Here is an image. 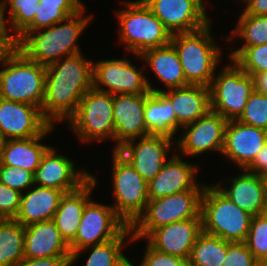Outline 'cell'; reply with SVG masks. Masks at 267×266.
Returning a JSON list of instances; mask_svg holds the SVG:
<instances>
[{
    "label": "cell",
    "instance_id": "1",
    "mask_svg": "<svg viewBox=\"0 0 267 266\" xmlns=\"http://www.w3.org/2000/svg\"><path fill=\"white\" fill-rule=\"evenodd\" d=\"M77 53L46 66L43 117L51 124L69 120L85 93L93 87V61Z\"/></svg>",
    "mask_w": 267,
    "mask_h": 266
},
{
    "label": "cell",
    "instance_id": "2",
    "mask_svg": "<svg viewBox=\"0 0 267 266\" xmlns=\"http://www.w3.org/2000/svg\"><path fill=\"white\" fill-rule=\"evenodd\" d=\"M84 9L50 27L22 31L12 43L27 58L43 66L80 53L76 42L91 20V15L83 16Z\"/></svg>",
    "mask_w": 267,
    "mask_h": 266
},
{
    "label": "cell",
    "instance_id": "3",
    "mask_svg": "<svg viewBox=\"0 0 267 266\" xmlns=\"http://www.w3.org/2000/svg\"><path fill=\"white\" fill-rule=\"evenodd\" d=\"M0 98L41 109L45 97L46 66L27 58L12 45L0 59Z\"/></svg>",
    "mask_w": 267,
    "mask_h": 266
},
{
    "label": "cell",
    "instance_id": "4",
    "mask_svg": "<svg viewBox=\"0 0 267 266\" xmlns=\"http://www.w3.org/2000/svg\"><path fill=\"white\" fill-rule=\"evenodd\" d=\"M211 37L209 24L194 32L176 33L171 36L170 43L179 55L189 85H211L221 54L220 48Z\"/></svg>",
    "mask_w": 267,
    "mask_h": 266
},
{
    "label": "cell",
    "instance_id": "5",
    "mask_svg": "<svg viewBox=\"0 0 267 266\" xmlns=\"http://www.w3.org/2000/svg\"><path fill=\"white\" fill-rule=\"evenodd\" d=\"M202 231L229 242H245L252 215L238 207L216 185H206L201 199Z\"/></svg>",
    "mask_w": 267,
    "mask_h": 266
},
{
    "label": "cell",
    "instance_id": "6",
    "mask_svg": "<svg viewBox=\"0 0 267 266\" xmlns=\"http://www.w3.org/2000/svg\"><path fill=\"white\" fill-rule=\"evenodd\" d=\"M125 3V9L117 11L120 42L136 55L144 51L169 45L171 33L153 14L143 0Z\"/></svg>",
    "mask_w": 267,
    "mask_h": 266
},
{
    "label": "cell",
    "instance_id": "7",
    "mask_svg": "<svg viewBox=\"0 0 267 266\" xmlns=\"http://www.w3.org/2000/svg\"><path fill=\"white\" fill-rule=\"evenodd\" d=\"M204 189H191L149 200L144 213L131 226V241L146 238L154 229L173 222L201 217Z\"/></svg>",
    "mask_w": 267,
    "mask_h": 266
},
{
    "label": "cell",
    "instance_id": "8",
    "mask_svg": "<svg viewBox=\"0 0 267 266\" xmlns=\"http://www.w3.org/2000/svg\"><path fill=\"white\" fill-rule=\"evenodd\" d=\"M215 77L210 88L211 110L227 121L237 120L248 98L254 92L252 75L247 74L234 60Z\"/></svg>",
    "mask_w": 267,
    "mask_h": 266
},
{
    "label": "cell",
    "instance_id": "9",
    "mask_svg": "<svg viewBox=\"0 0 267 266\" xmlns=\"http://www.w3.org/2000/svg\"><path fill=\"white\" fill-rule=\"evenodd\" d=\"M68 121L81 142L108 138L114 141L113 95L92 87Z\"/></svg>",
    "mask_w": 267,
    "mask_h": 266
},
{
    "label": "cell",
    "instance_id": "10",
    "mask_svg": "<svg viewBox=\"0 0 267 266\" xmlns=\"http://www.w3.org/2000/svg\"><path fill=\"white\" fill-rule=\"evenodd\" d=\"M112 166L113 209L131 227L146 209L148 182L116 150H113Z\"/></svg>",
    "mask_w": 267,
    "mask_h": 266
},
{
    "label": "cell",
    "instance_id": "11",
    "mask_svg": "<svg viewBox=\"0 0 267 266\" xmlns=\"http://www.w3.org/2000/svg\"><path fill=\"white\" fill-rule=\"evenodd\" d=\"M127 227L112 206L90 200L84 208L75 238L68 244L70 252L115 239Z\"/></svg>",
    "mask_w": 267,
    "mask_h": 266
},
{
    "label": "cell",
    "instance_id": "12",
    "mask_svg": "<svg viewBox=\"0 0 267 266\" xmlns=\"http://www.w3.org/2000/svg\"><path fill=\"white\" fill-rule=\"evenodd\" d=\"M103 84V85H102ZM152 84L129 62V59H108L93 63V88L112 95L153 92ZM101 86H105L102 88Z\"/></svg>",
    "mask_w": 267,
    "mask_h": 266
},
{
    "label": "cell",
    "instance_id": "13",
    "mask_svg": "<svg viewBox=\"0 0 267 266\" xmlns=\"http://www.w3.org/2000/svg\"><path fill=\"white\" fill-rule=\"evenodd\" d=\"M173 136L166 134H150L129 140L116 151L142 176L148 183L160 172L168 161Z\"/></svg>",
    "mask_w": 267,
    "mask_h": 266
},
{
    "label": "cell",
    "instance_id": "14",
    "mask_svg": "<svg viewBox=\"0 0 267 266\" xmlns=\"http://www.w3.org/2000/svg\"><path fill=\"white\" fill-rule=\"evenodd\" d=\"M171 33H189L210 24L203 0H143Z\"/></svg>",
    "mask_w": 267,
    "mask_h": 266
},
{
    "label": "cell",
    "instance_id": "15",
    "mask_svg": "<svg viewBox=\"0 0 267 266\" xmlns=\"http://www.w3.org/2000/svg\"><path fill=\"white\" fill-rule=\"evenodd\" d=\"M227 120L210 110L195 122L182 128L183 137L176 142L179 152L186 156H198L209 150L222 153Z\"/></svg>",
    "mask_w": 267,
    "mask_h": 266
},
{
    "label": "cell",
    "instance_id": "16",
    "mask_svg": "<svg viewBox=\"0 0 267 266\" xmlns=\"http://www.w3.org/2000/svg\"><path fill=\"white\" fill-rule=\"evenodd\" d=\"M50 126L37 106L0 98V133L4 140L36 137Z\"/></svg>",
    "mask_w": 267,
    "mask_h": 266
},
{
    "label": "cell",
    "instance_id": "17",
    "mask_svg": "<svg viewBox=\"0 0 267 266\" xmlns=\"http://www.w3.org/2000/svg\"><path fill=\"white\" fill-rule=\"evenodd\" d=\"M55 153V149L50 146L43 154L33 174L34 185L69 193L79 189L91 178V174L77 171L75 163L66 156Z\"/></svg>",
    "mask_w": 267,
    "mask_h": 266
},
{
    "label": "cell",
    "instance_id": "18",
    "mask_svg": "<svg viewBox=\"0 0 267 266\" xmlns=\"http://www.w3.org/2000/svg\"><path fill=\"white\" fill-rule=\"evenodd\" d=\"M151 93L113 95L114 142L118 149L132 139L152 134L144 122V106Z\"/></svg>",
    "mask_w": 267,
    "mask_h": 266
},
{
    "label": "cell",
    "instance_id": "19",
    "mask_svg": "<svg viewBox=\"0 0 267 266\" xmlns=\"http://www.w3.org/2000/svg\"><path fill=\"white\" fill-rule=\"evenodd\" d=\"M201 232L202 218H192L158 227L146 238L153 249L188 260Z\"/></svg>",
    "mask_w": 267,
    "mask_h": 266
},
{
    "label": "cell",
    "instance_id": "20",
    "mask_svg": "<svg viewBox=\"0 0 267 266\" xmlns=\"http://www.w3.org/2000/svg\"><path fill=\"white\" fill-rule=\"evenodd\" d=\"M267 142V131L230 120L226 124L222 154L245 169Z\"/></svg>",
    "mask_w": 267,
    "mask_h": 266
},
{
    "label": "cell",
    "instance_id": "21",
    "mask_svg": "<svg viewBox=\"0 0 267 266\" xmlns=\"http://www.w3.org/2000/svg\"><path fill=\"white\" fill-rule=\"evenodd\" d=\"M182 156L173 155L160 172L148 183V199L154 200L191 189H205L197 184L195 175L199 167L187 163Z\"/></svg>",
    "mask_w": 267,
    "mask_h": 266
},
{
    "label": "cell",
    "instance_id": "22",
    "mask_svg": "<svg viewBox=\"0 0 267 266\" xmlns=\"http://www.w3.org/2000/svg\"><path fill=\"white\" fill-rule=\"evenodd\" d=\"M244 173L236 178H229L230 187L215 184L219 190L241 209L257 216L267 212V183L260 176L243 169ZM232 180V181H231Z\"/></svg>",
    "mask_w": 267,
    "mask_h": 266
},
{
    "label": "cell",
    "instance_id": "23",
    "mask_svg": "<svg viewBox=\"0 0 267 266\" xmlns=\"http://www.w3.org/2000/svg\"><path fill=\"white\" fill-rule=\"evenodd\" d=\"M153 92H161L171 102L176 115L177 130L195 122L211 110L209 87L189 85L167 91L153 88Z\"/></svg>",
    "mask_w": 267,
    "mask_h": 266
},
{
    "label": "cell",
    "instance_id": "24",
    "mask_svg": "<svg viewBox=\"0 0 267 266\" xmlns=\"http://www.w3.org/2000/svg\"><path fill=\"white\" fill-rule=\"evenodd\" d=\"M24 257H71L69 245L61 237L53 220L24 227Z\"/></svg>",
    "mask_w": 267,
    "mask_h": 266
},
{
    "label": "cell",
    "instance_id": "25",
    "mask_svg": "<svg viewBox=\"0 0 267 266\" xmlns=\"http://www.w3.org/2000/svg\"><path fill=\"white\" fill-rule=\"evenodd\" d=\"M96 183L97 179L91 175V178L79 189L65 193L61 198L53 221L67 244L75 238L84 208L91 199V191Z\"/></svg>",
    "mask_w": 267,
    "mask_h": 266
},
{
    "label": "cell",
    "instance_id": "26",
    "mask_svg": "<svg viewBox=\"0 0 267 266\" xmlns=\"http://www.w3.org/2000/svg\"><path fill=\"white\" fill-rule=\"evenodd\" d=\"M28 191L21 196L20 208L14 220L24 227L53 220L65 192L35 185L33 190Z\"/></svg>",
    "mask_w": 267,
    "mask_h": 266
},
{
    "label": "cell",
    "instance_id": "27",
    "mask_svg": "<svg viewBox=\"0 0 267 266\" xmlns=\"http://www.w3.org/2000/svg\"><path fill=\"white\" fill-rule=\"evenodd\" d=\"M53 127L54 125H51L42 135L36 137L4 140L0 165L23 168L34 174L43 154L50 147L41 144L40 140L50 133Z\"/></svg>",
    "mask_w": 267,
    "mask_h": 266
},
{
    "label": "cell",
    "instance_id": "28",
    "mask_svg": "<svg viewBox=\"0 0 267 266\" xmlns=\"http://www.w3.org/2000/svg\"><path fill=\"white\" fill-rule=\"evenodd\" d=\"M149 64V67L167 89L189 86L186 81L179 55L170 43L169 45L152 48L139 55Z\"/></svg>",
    "mask_w": 267,
    "mask_h": 266
},
{
    "label": "cell",
    "instance_id": "29",
    "mask_svg": "<svg viewBox=\"0 0 267 266\" xmlns=\"http://www.w3.org/2000/svg\"><path fill=\"white\" fill-rule=\"evenodd\" d=\"M144 122L152 134L174 136L177 120L171 102L161 92H151L144 106Z\"/></svg>",
    "mask_w": 267,
    "mask_h": 266
},
{
    "label": "cell",
    "instance_id": "30",
    "mask_svg": "<svg viewBox=\"0 0 267 266\" xmlns=\"http://www.w3.org/2000/svg\"><path fill=\"white\" fill-rule=\"evenodd\" d=\"M130 234V236H129ZM130 238H129V237ZM126 238L131 242L133 238L131 227L128 226L117 238L107 242L85 247L77 252L71 253L70 266L79 258L80 253L91 247L92 252L86 260L85 266H122L127 257L122 252Z\"/></svg>",
    "mask_w": 267,
    "mask_h": 266
},
{
    "label": "cell",
    "instance_id": "31",
    "mask_svg": "<svg viewBox=\"0 0 267 266\" xmlns=\"http://www.w3.org/2000/svg\"><path fill=\"white\" fill-rule=\"evenodd\" d=\"M80 0H40L34 20L23 31H35L65 20L84 8Z\"/></svg>",
    "mask_w": 267,
    "mask_h": 266
},
{
    "label": "cell",
    "instance_id": "32",
    "mask_svg": "<svg viewBox=\"0 0 267 266\" xmlns=\"http://www.w3.org/2000/svg\"><path fill=\"white\" fill-rule=\"evenodd\" d=\"M25 229L14 219H0V266H13L24 258Z\"/></svg>",
    "mask_w": 267,
    "mask_h": 266
},
{
    "label": "cell",
    "instance_id": "33",
    "mask_svg": "<svg viewBox=\"0 0 267 266\" xmlns=\"http://www.w3.org/2000/svg\"><path fill=\"white\" fill-rule=\"evenodd\" d=\"M227 248L228 241L202 231L192 248L189 266H223Z\"/></svg>",
    "mask_w": 267,
    "mask_h": 266
},
{
    "label": "cell",
    "instance_id": "34",
    "mask_svg": "<svg viewBox=\"0 0 267 266\" xmlns=\"http://www.w3.org/2000/svg\"><path fill=\"white\" fill-rule=\"evenodd\" d=\"M8 3L10 7L9 16H10V26L13 27V31L15 34H9V28L6 25V13L5 9L8 7L6 4ZM38 0H5V2H1L2 4V22L5 26V32L8 38L13 41L33 20L36 15L35 11H37Z\"/></svg>",
    "mask_w": 267,
    "mask_h": 266
},
{
    "label": "cell",
    "instance_id": "35",
    "mask_svg": "<svg viewBox=\"0 0 267 266\" xmlns=\"http://www.w3.org/2000/svg\"><path fill=\"white\" fill-rule=\"evenodd\" d=\"M233 36L227 37L231 41L235 35L244 39L241 47H253L267 43V15L240 14Z\"/></svg>",
    "mask_w": 267,
    "mask_h": 266
},
{
    "label": "cell",
    "instance_id": "36",
    "mask_svg": "<svg viewBox=\"0 0 267 266\" xmlns=\"http://www.w3.org/2000/svg\"><path fill=\"white\" fill-rule=\"evenodd\" d=\"M247 74L267 72V43L253 47H240L229 54Z\"/></svg>",
    "mask_w": 267,
    "mask_h": 266
},
{
    "label": "cell",
    "instance_id": "37",
    "mask_svg": "<svg viewBox=\"0 0 267 266\" xmlns=\"http://www.w3.org/2000/svg\"><path fill=\"white\" fill-rule=\"evenodd\" d=\"M247 248L261 263L267 256V212L253 216L245 240Z\"/></svg>",
    "mask_w": 267,
    "mask_h": 266
},
{
    "label": "cell",
    "instance_id": "38",
    "mask_svg": "<svg viewBox=\"0 0 267 266\" xmlns=\"http://www.w3.org/2000/svg\"><path fill=\"white\" fill-rule=\"evenodd\" d=\"M237 120L267 131V95L254 91Z\"/></svg>",
    "mask_w": 267,
    "mask_h": 266
},
{
    "label": "cell",
    "instance_id": "39",
    "mask_svg": "<svg viewBox=\"0 0 267 266\" xmlns=\"http://www.w3.org/2000/svg\"><path fill=\"white\" fill-rule=\"evenodd\" d=\"M0 182L23 194L24 189L34 186V177L32 172L23 168L0 165Z\"/></svg>",
    "mask_w": 267,
    "mask_h": 266
},
{
    "label": "cell",
    "instance_id": "40",
    "mask_svg": "<svg viewBox=\"0 0 267 266\" xmlns=\"http://www.w3.org/2000/svg\"><path fill=\"white\" fill-rule=\"evenodd\" d=\"M260 262L247 248L245 242H229L223 266H258Z\"/></svg>",
    "mask_w": 267,
    "mask_h": 266
},
{
    "label": "cell",
    "instance_id": "41",
    "mask_svg": "<svg viewBox=\"0 0 267 266\" xmlns=\"http://www.w3.org/2000/svg\"><path fill=\"white\" fill-rule=\"evenodd\" d=\"M22 193L0 182V219H14L17 215Z\"/></svg>",
    "mask_w": 267,
    "mask_h": 266
},
{
    "label": "cell",
    "instance_id": "42",
    "mask_svg": "<svg viewBox=\"0 0 267 266\" xmlns=\"http://www.w3.org/2000/svg\"><path fill=\"white\" fill-rule=\"evenodd\" d=\"M146 246L145 256L140 266H189L187 259L159 252L148 243Z\"/></svg>",
    "mask_w": 267,
    "mask_h": 266
},
{
    "label": "cell",
    "instance_id": "43",
    "mask_svg": "<svg viewBox=\"0 0 267 266\" xmlns=\"http://www.w3.org/2000/svg\"><path fill=\"white\" fill-rule=\"evenodd\" d=\"M13 266H70V257L23 258Z\"/></svg>",
    "mask_w": 267,
    "mask_h": 266
},
{
    "label": "cell",
    "instance_id": "44",
    "mask_svg": "<svg viewBox=\"0 0 267 266\" xmlns=\"http://www.w3.org/2000/svg\"><path fill=\"white\" fill-rule=\"evenodd\" d=\"M248 172L267 176V142L260 149L254 160L245 168Z\"/></svg>",
    "mask_w": 267,
    "mask_h": 266
},
{
    "label": "cell",
    "instance_id": "45",
    "mask_svg": "<svg viewBox=\"0 0 267 266\" xmlns=\"http://www.w3.org/2000/svg\"><path fill=\"white\" fill-rule=\"evenodd\" d=\"M246 6L243 14L267 15V0H242Z\"/></svg>",
    "mask_w": 267,
    "mask_h": 266
},
{
    "label": "cell",
    "instance_id": "46",
    "mask_svg": "<svg viewBox=\"0 0 267 266\" xmlns=\"http://www.w3.org/2000/svg\"><path fill=\"white\" fill-rule=\"evenodd\" d=\"M252 77L254 81V91L267 95V72L254 73Z\"/></svg>",
    "mask_w": 267,
    "mask_h": 266
},
{
    "label": "cell",
    "instance_id": "47",
    "mask_svg": "<svg viewBox=\"0 0 267 266\" xmlns=\"http://www.w3.org/2000/svg\"><path fill=\"white\" fill-rule=\"evenodd\" d=\"M12 45L11 39L6 34H0V59Z\"/></svg>",
    "mask_w": 267,
    "mask_h": 266
},
{
    "label": "cell",
    "instance_id": "48",
    "mask_svg": "<svg viewBox=\"0 0 267 266\" xmlns=\"http://www.w3.org/2000/svg\"><path fill=\"white\" fill-rule=\"evenodd\" d=\"M0 34H6L5 26L2 22V4H1V1H0Z\"/></svg>",
    "mask_w": 267,
    "mask_h": 266
},
{
    "label": "cell",
    "instance_id": "49",
    "mask_svg": "<svg viewBox=\"0 0 267 266\" xmlns=\"http://www.w3.org/2000/svg\"><path fill=\"white\" fill-rule=\"evenodd\" d=\"M122 266H134L133 264H132V262L131 261H129L128 259L123 263V265ZM140 266V265H139Z\"/></svg>",
    "mask_w": 267,
    "mask_h": 266
},
{
    "label": "cell",
    "instance_id": "50",
    "mask_svg": "<svg viewBox=\"0 0 267 266\" xmlns=\"http://www.w3.org/2000/svg\"><path fill=\"white\" fill-rule=\"evenodd\" d=\"M3 143H4V139H3V137L1 136V133H0V153H1V149H2Z\"/></svg>",
    "mask_w": 267,
    "mask_h": 266
},
{
    "label": "cell",
    "instance_id": "51",
    "mask_svg": "<svg viewBox=\"0 0 267 266\" xmlns=\"http://www.w3.org/2000/svg\"><path fill=\"white\" fill-rule=\"evenodd\" d=\"M261 264H262L263 266H267V256H266V258L261 262Z\"/></svg>",
    "mask_w": 267,
    "mask_h": 266
}]
</instances>
